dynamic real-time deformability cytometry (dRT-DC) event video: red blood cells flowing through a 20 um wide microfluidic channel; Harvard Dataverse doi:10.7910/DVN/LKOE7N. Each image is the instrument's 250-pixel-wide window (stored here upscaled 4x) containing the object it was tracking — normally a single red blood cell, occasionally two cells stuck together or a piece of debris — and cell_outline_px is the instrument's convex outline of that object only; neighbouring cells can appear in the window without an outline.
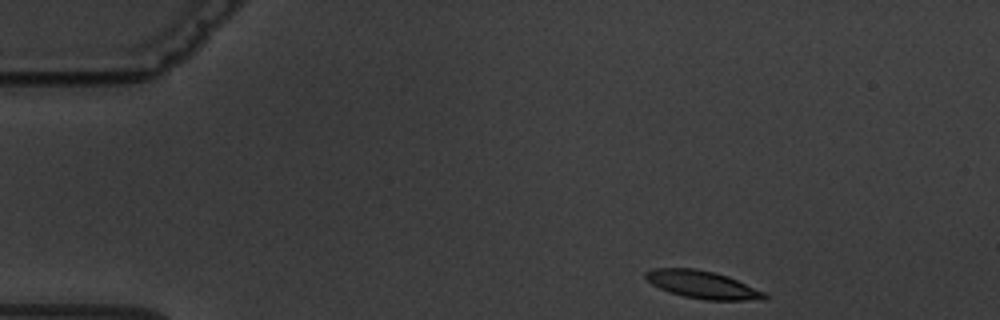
{"species": "common noctule bat (a hibernating species)", "species_latin": "Nyctalus noctula", "temperature_condition": "warm", "stored_images_in_passage": 6, "camera_frame_rate_fps": 3000, "um_per_image_px": 0.085, "animal": {"sex": "male", "body_mass_g": 19.5, "forearm_length_mm": 54.6}, "frame": {"image": 1, "passage_image": 1, "time_ms": 0.0, "image_size_px": [1000, 320], "cell_outline_px": [[768, 296], [764, 300], [704, 300], [684, 296], [668, 292], [652, 284], [644, 276], [644, 272], [652, 268], [692, 268], [712, 272], [728, 276], [764, 292]], "centroid_in_image_um": [59.69, 24.2], "position_along_channel_um": 25.3, "area_um2": 19.07}}
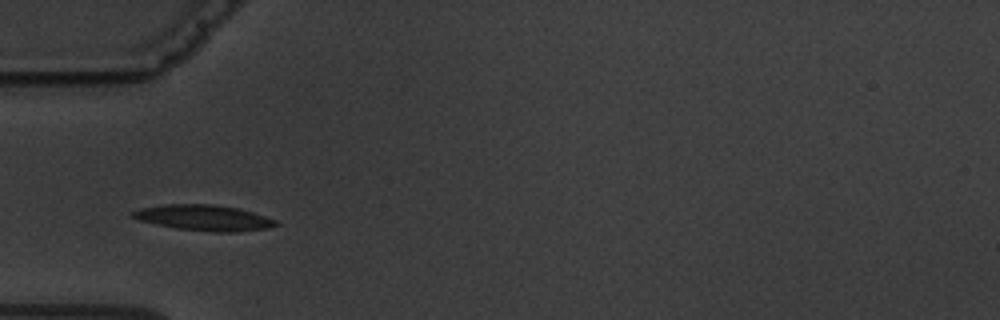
{"frame": {"image": 2, "passage_image": 4, "time_ms": 3.333, "image_size_px": [1000, 320], "cell_outline_px": [[280, 224], [268, 228], [236, 232], [212, 232], [176, 228], [156, 224], [140, 220], [132, 216], [132, 212], [140, 208], [164, 204], [212, 204], [236, 208], [252, 212], [276, 220]], "centroid_in_image_um": [17.35, 18.51], "position_along_channel_um": 67.7, "area_um2": 21.27}}
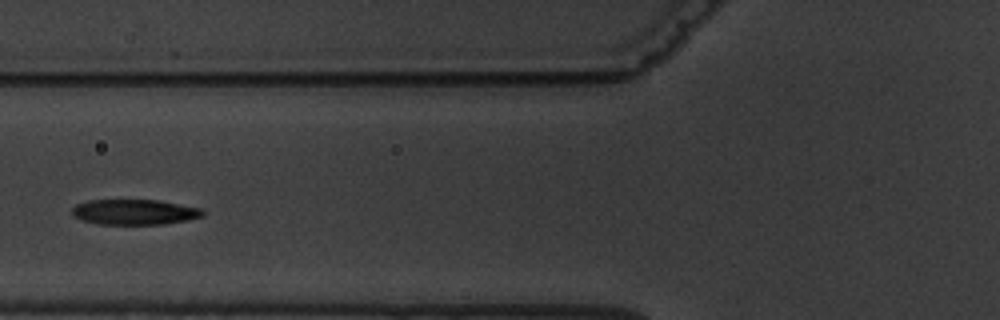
{"frame": {"image": 3, "passage_image": 5, "time_ms": 4.667, "image_size_px": [1000, 320], "cell_outline_px": [[204, 216], [188, 220], [164, 224], [96, 224], [72, 216], [72, 208], [76, 204], [88, 200], [156, 200], [200, 208], [204, 212]], "centroid_in_image_um": [11.41, 18.02], "position_along_channel_um": 114.4, "area_um2": 19.25}}